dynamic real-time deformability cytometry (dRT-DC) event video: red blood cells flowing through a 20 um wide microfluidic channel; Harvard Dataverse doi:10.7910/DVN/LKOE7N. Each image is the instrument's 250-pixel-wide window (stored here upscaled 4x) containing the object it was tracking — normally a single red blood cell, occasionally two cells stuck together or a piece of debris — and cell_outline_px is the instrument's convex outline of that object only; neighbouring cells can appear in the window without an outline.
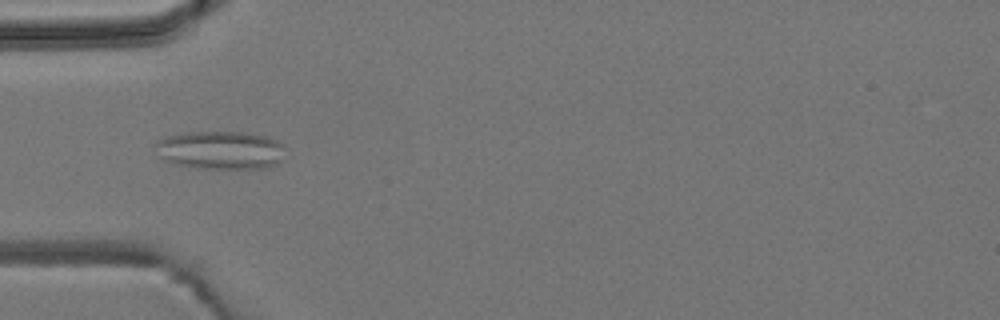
{"species": "common noctule bat (a hibernating species)", "species_latin": "Nyctalus noctula", "temperature_condition": "room temperature", "stored_images_in_passage": 6, "camera_frame_rate_fps": 3000, "um_per_image_px": 0.085, "animal": {"sex": "male", "body_mass_g": 19.2, "forearm_length_mm": 51.8}, "frame": {"image": 1, "passage_image": 3, "time_ms": 2.333, "image_size_px": [1000, 320], "cell_outline_px": [[284, 160], [268, 168], [196, 168], [172, 164], [164, 160], [160, 156], [152, 144], [156, 140], [168, 136], [184, 132], [244, 132], [268, 136], [284, 144]], "centroid_in_image_um": [18.74, 12.76], "position_along_channel_um": 66.3, "area_um2": 29.54}}